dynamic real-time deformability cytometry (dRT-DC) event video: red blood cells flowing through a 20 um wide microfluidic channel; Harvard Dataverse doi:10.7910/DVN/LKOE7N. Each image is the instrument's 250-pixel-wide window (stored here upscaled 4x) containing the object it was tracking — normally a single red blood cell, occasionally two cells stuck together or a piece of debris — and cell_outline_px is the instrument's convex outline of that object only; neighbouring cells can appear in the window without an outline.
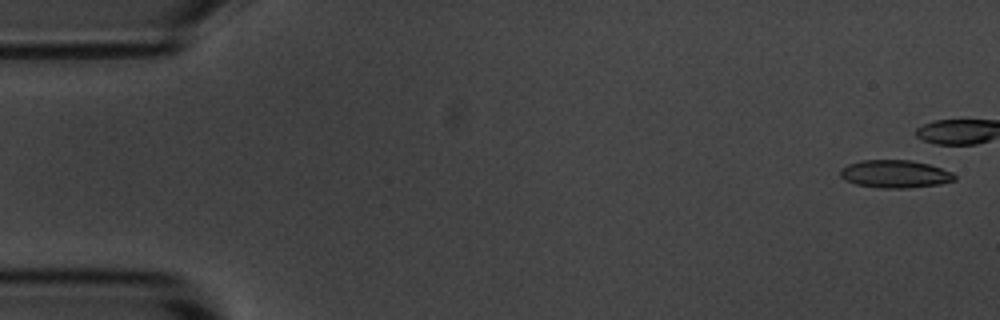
{"species": "common noctule bat (a hibernating species)", "species_latin": "Nyctalus noctula", "temperature_condition": "room temperature", "stored_images_in_passage": 5, "camera_frame_rate_fps": 3000, "um_per_image_px": 0.085, "animal": {"sex": "male", "body_mass_g": 20.1, "forearm_length_mm": 53.5}, "frame": {"image": 1, "passage_image": 1, "time_ms": 0.0, "image_size_px": [1000, 320], "cell_outline_px": [[956, 180], [940, 184], [908, 188], [876, 188], [856, 184], [844, 180], [840, 176], [840, 168], [848, 164], [860, 160], [912, 160], [928, 164], [952, 172], [956, 176]], "centroid_in_image_um": [76.05, 14.79], "position_along_channel_um": 8.9, "area_um2": 18.67}}
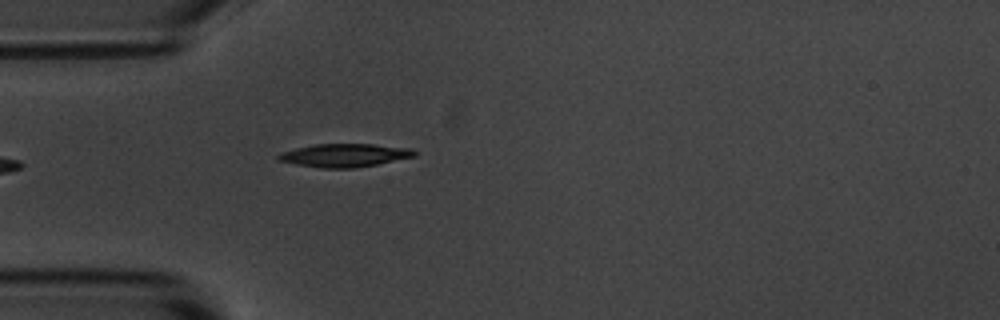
{"frame": {"image": 2, "passage_image": 5, "time_ms": 5.667, "image_size_px": [1000, 320], "cell_outline_px": [[416, 156], [376, 164], [352, 168], [320, 168], [296, 164], [276, 160], [276, 156], [280, 152], [296, 148], [316, 144], [372, 144], [412, 148], [416, 152]], "centroid_in_image_um": [29.26, 13.2], "position_along_channel_um": 55.7, "area_um2": 18.38}}